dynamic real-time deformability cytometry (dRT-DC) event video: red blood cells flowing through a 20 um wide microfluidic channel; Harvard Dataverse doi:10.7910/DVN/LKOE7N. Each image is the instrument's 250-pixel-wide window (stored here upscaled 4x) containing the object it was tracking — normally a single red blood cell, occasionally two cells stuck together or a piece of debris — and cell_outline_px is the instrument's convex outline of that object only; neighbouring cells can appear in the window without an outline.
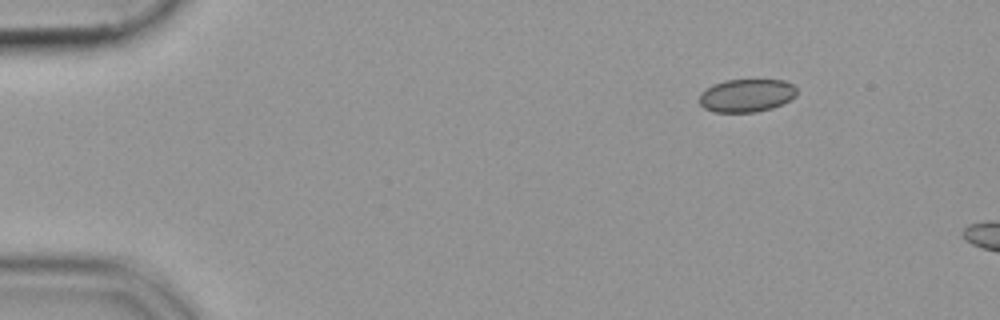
{"species": "common noctule bat (a hibernating species)", "species_latin": "Nyctalus noctula", "temperature_condition": "cold", "stored_images_in_passage": 7, "camera_frame_rate_fps": 3000, "um_per_image_px": 0.085, "animal": {"sex": "female", "body_mass_g": 19.9}, "frame": {"image": 1, "passage_image": 2, "time_ms": 0.333, "image_size_px": [1000, 320], "cell_outline_px": [[796, 96], [772, 108], [756, 112], [716, 112], [704, 108], [700, 104], [700, 92], [712, 84], [724, 80], [784, 80], [792, 84], [796, 88]], "centroid_in_image_um": [63.43, 8.11], "position_along_channel_um": 21.6, "area_um2": 18.73}}